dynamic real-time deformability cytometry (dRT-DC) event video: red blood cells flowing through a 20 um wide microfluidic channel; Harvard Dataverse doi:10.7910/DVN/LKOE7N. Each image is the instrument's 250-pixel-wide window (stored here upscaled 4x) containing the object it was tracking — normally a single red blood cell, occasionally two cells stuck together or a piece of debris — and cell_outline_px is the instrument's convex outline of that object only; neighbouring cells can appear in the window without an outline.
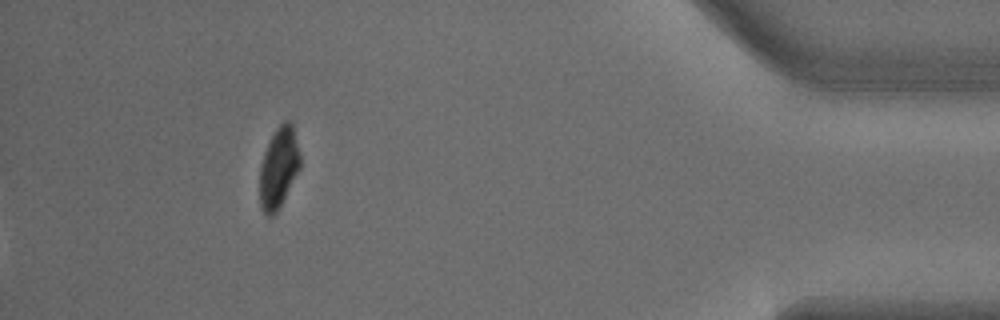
{"species": "common noctule bat (a hibernating species)", "species_latin": "Nyctalus noctula", "temperature_condition": "warm", "stored_images_in_passage": 33, "camera_frame_rate_fps": 3000, "um_per_image_px": 0.085, "animal": {"sex": "male", "body_mass_g": 18.8}, "frame": {"image": 1, "passage_image": 33, "time_ms": 10.667, "image_size_px": [1000, 320], "cell_outline_px": [[300, 168], [280, 208], [272, 216], [264, 216], [260, 208], [260, 164], [264, 152], [276, 128], [284, 120], [292, 120], [300, 156]], "centroid_in_image_um": [23.69, 14.28], "position_along_channel_um": 411.5, "area_um2": 19.25}}